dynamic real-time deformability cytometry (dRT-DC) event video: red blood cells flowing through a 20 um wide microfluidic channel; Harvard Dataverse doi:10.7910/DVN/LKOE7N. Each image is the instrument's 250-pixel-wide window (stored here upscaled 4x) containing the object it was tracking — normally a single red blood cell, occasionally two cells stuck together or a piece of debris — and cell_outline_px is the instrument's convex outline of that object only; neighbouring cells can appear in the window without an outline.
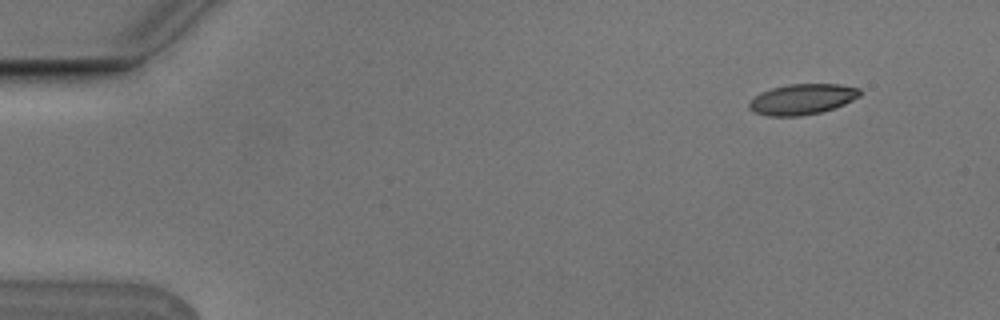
{"species": "Egyptian fruit bat (a non-hibernating species)", "species_latin": "Rousettus aegyptiacus", "temperature_condition": "cold", "stored_images_in_passage": 4, "camera_frame_rate_fps": 3000, "um_per_image_px": 0.085, "animal": {"sex": "male"}, "frame": {"image": 1, "passage_image": 1, "time_ms": 0.0, "image_size_px": [1000, 320], "cell_outline_px": [[860, 96], [836, 108], [820, 112], [800, 116], [768, 116], [752, 112], [748, 108], [748, 100], [760, 92], [772, 88], [788, 84], [840, 84], [860, 88]], "centroid_in_image_um": [68.14, 8.44], "position_along_channel_um": 16.9, "area_um2": 20.0}}
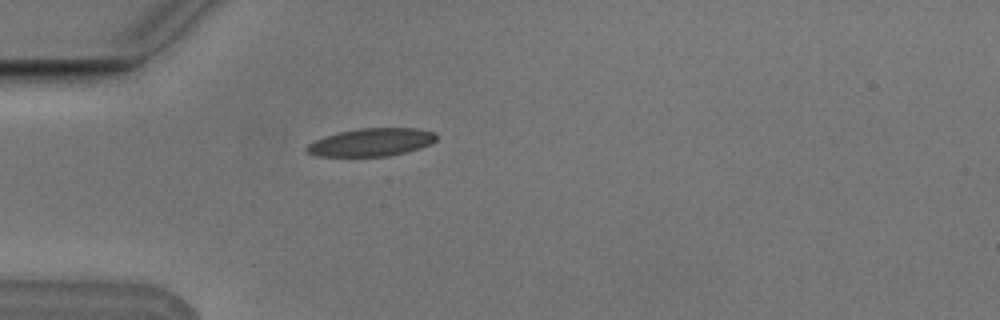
{"frame": {"image": 2, "passage_image": 4, "time_ms": 1.0, "image_size_px": [1000, 320], "cell_outline_px": [[436, 140], [432, 144], [420, 148], [388, 156], [316, 156], [304, 152], [304, 148], [308, 144], [324, 136], [340, 132], [360, 128], [416, 128], [436, 132]], "centroid_in_image_um": [31.55, 12.09], "position_along_channel_um": 53.4, "area_um2": 21.15}}